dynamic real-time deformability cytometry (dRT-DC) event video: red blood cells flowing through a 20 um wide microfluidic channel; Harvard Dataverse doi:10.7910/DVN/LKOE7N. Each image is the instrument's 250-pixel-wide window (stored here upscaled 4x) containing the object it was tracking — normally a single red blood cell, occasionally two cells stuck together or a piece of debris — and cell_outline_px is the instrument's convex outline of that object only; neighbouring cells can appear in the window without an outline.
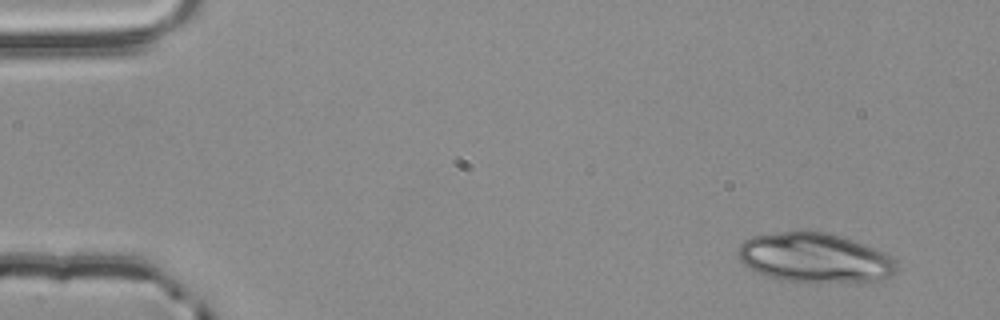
{"species": "common noctule bat (a hibernating species)", "species_latin": "Nyctalus noctula", "temperature_condition": "room temperature", "stored_images_in_passage": 4, "segment_of_instrument_passage": [2, 2], "camera_frame_rate_fps": 3000, "um_per_image_px": 0.085, "animal": {"sex": "male", "body_mass_g": 20.4}, "frame": {"image": 1, "passage_image": 4, "time_ms": 1.0, "image_size_px": [1000, 320], "cell_outline_px": [[900, 268], [892, 276], [860, 284], [816, 284], [780, 280], [764, 276], [756, 272], [744, 264], [740, 260], [736, 252], [740, 244], [744, 240], [752, 236], [800, 228], [828, 232], [876, 248], [884, 252], [900, 264]], "centroid_in_image_um": [69.28, 21.94], "position_along_channel_um": 15.7, "area_um2": 47.86}}